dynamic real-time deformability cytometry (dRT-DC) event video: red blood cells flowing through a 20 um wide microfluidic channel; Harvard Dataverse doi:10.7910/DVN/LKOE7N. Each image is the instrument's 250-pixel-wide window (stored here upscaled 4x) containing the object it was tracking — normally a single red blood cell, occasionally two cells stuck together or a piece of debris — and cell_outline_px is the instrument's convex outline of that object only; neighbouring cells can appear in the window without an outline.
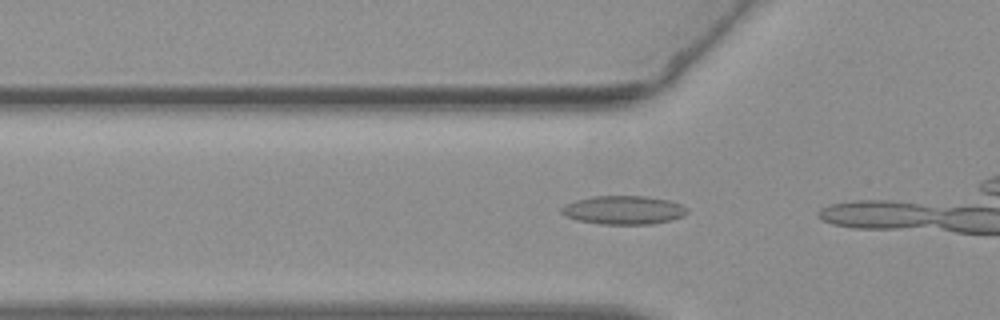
{"species": "common noctule bat (a hibernating species)", "species_latin": "Nyctalus noctula", "temperature_condition": "warm", "stored_images_in_passage": 6, "camera_frame_rate_fps": 3000, "um_per_image_px": 0.085, "animal": {"sex": "female", "body_mass_g": 19.3, "forearm_length_mm": 54.1}, "frame": {"image": 1, "passage_image": 4, "time_ms": 1.0, "image_size_px": [1000, 320], "cell_outline_px": [[688, 212], [684, 216], [672, 220], [652, 224], [600, 224], [576, 220], [564, 216], [560, 212], [560, 208], [576, 200], [592, 196], [644, 196], [668, 200], [680, 204], [688, 208]], "centroid_in_image_um": [53.0, 17.86], "position_along_channel_um": 72.8, "area_um2": 21.04}}